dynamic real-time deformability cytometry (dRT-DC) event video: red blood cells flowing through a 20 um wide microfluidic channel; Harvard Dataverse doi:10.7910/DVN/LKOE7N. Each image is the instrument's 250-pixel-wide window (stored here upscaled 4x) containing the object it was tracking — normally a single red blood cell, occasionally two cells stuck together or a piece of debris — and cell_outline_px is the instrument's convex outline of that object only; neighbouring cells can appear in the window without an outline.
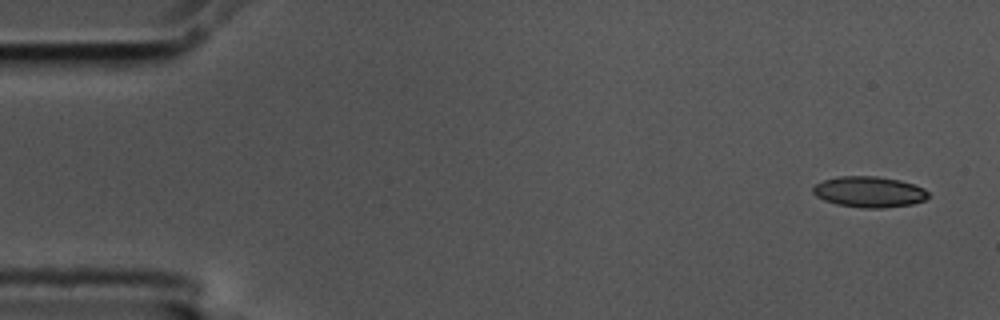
{"species": "common noctule bat (a hibernating species)", "species_latin": "Nyctalus noctula", "temperature_condition": "cold", "stored_images_in_passage": 5, "camera_frame_rate_fps": 3000, "um_per_image_px": 0.085, "animal": {"sex": "male", "body_mass_g": 17.5, "forearm_length_mm": 52.3}, "frame": {"image": 1, "passage_image": 1, "time_ms": 0.0, "image_size_px": [1000, 320], "cell_outline_px": [[928, 196], [924, 200], [912, 204], [884, 208], [860, 208], [836, 204], [824, 200], [816, 196], [812, 192], [812, 188], [816, 184], [824, 180], [840, 176], [876, 176], [900, 180], [924, 188], [928, 192]], "centroid_in_image_um": [73.86, 16.31], "position_along_channel_um": 11.1, "area_um2": 20.75}}
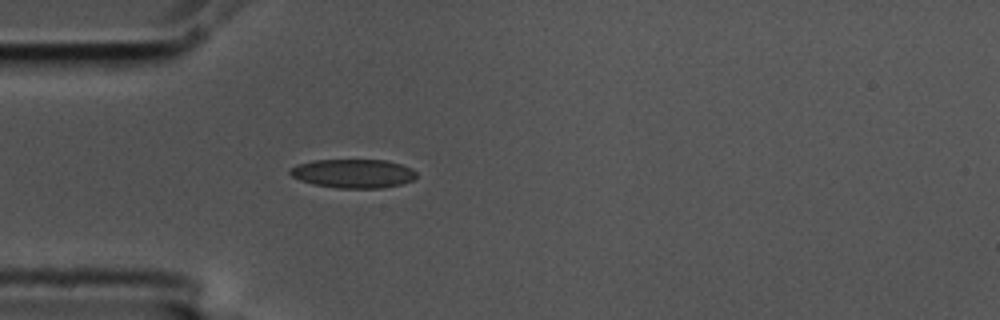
{"frame": {"image": 2, "passage_image": 5, "time_ms": 1.333, "image_size_px": [1000, 320], "cell_outline_px": [[416, 176], [412, 180], [400, 184], [384, 188], [336, 188], [312, 184], [300, 180], [292, 176], [288, 172], [296, 164], [312, 160], [388, 160], [412, 168], [416, 172]], "centroid_in_image_um": [30.01, 14.74], "position_along_channel_um": 55.0, "area_um2": 21.33}}